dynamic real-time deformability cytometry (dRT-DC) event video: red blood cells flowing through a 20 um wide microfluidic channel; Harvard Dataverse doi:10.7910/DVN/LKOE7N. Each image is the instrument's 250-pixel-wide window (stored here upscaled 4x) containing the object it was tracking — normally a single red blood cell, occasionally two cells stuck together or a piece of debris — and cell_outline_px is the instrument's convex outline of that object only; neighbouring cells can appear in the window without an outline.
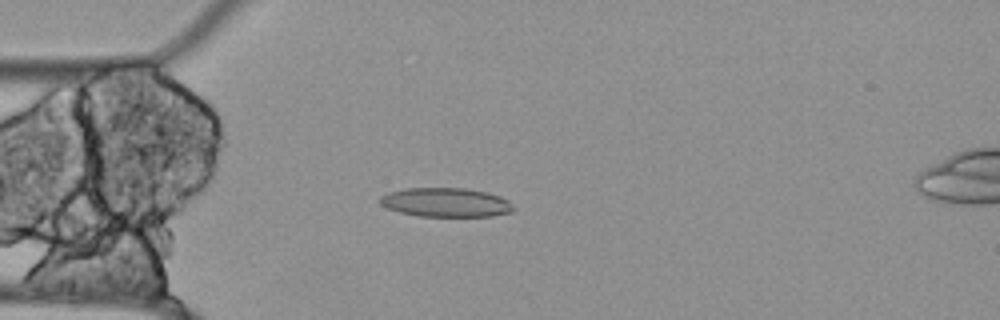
{"species": "Egyptian fruit bat (a non-hibernating species)", "species_latin": "Rousettus aegyptiacus", "temperature_condition": "cold", "stored_images_in_passage": 44, "camera_frame_rate_fps": 3000, "um_per_image_px": 0.085, "animal": {"sex": "female"}, "frame": {"image": 1, "passage_image": 3, "time_ms": 0.667, "image_size_px": [1000, 320], "cell_outline_px": [[516, 208], [512, 212], [492, 216], [416, 216], [400, 212], [388, 208], [380, 204], [380, 196], [388, 192], [404, 188], [464, 188], [488, 192], [500, 196], [508, 200]], "centroid_in_image_um": [37.91, 17.2], "position_along_channel_um": 47.1, "area_um2": 22.77}}
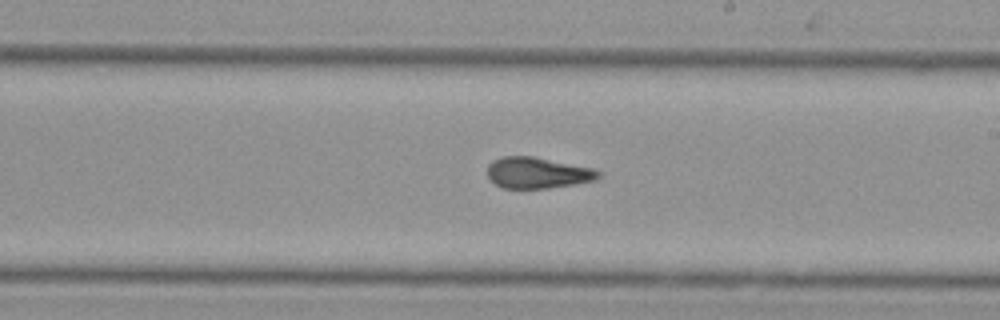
{"frame": {"image": 2, "passage_image": 20, "time_ms": 6.333, "image_size_px": [1000, 320], "cell_outline_px": [[600, 176], [596, 180], [548, 188], [504, 188], [496, 184], [488, 176], [488, 164], [492, 160], [500, 156], [532, 156], [592, 168], [600, 172]], "centroid_in_image_um": [45.66, 14.68], "position_along_channel_um": 243.3, "area_um2": 19.94}}
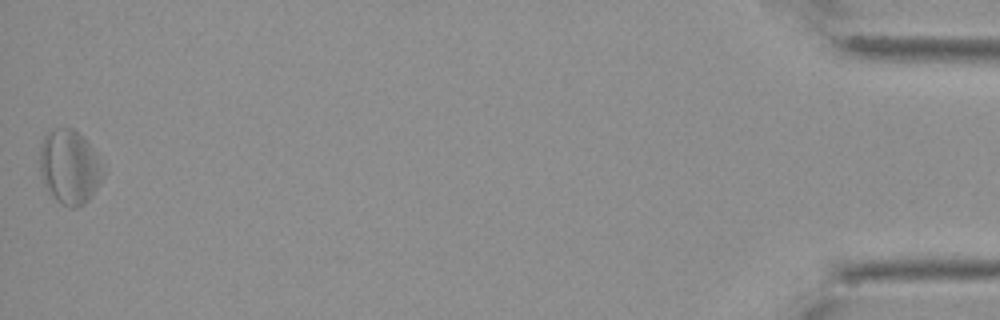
{"frame": {"image": 3, "passage_image": 44, "time_ms": 14.333, "image_size_px": [1000, 320], "cell_outline_px": [[104, 176], [100, 184], [92, 196], [84, 204], [76, 208], [68, 208], [60, 204], [56, 200], [44, 184], [40, 172], [40, 148], [44, 136], [48, 132], [56, 128], [72, 128], [84, 136], [104, 172]], "centroid_in_image_um": [5.9, 14.22], "position_along_channel_um": 429.3, "area_um2": 27.22}}